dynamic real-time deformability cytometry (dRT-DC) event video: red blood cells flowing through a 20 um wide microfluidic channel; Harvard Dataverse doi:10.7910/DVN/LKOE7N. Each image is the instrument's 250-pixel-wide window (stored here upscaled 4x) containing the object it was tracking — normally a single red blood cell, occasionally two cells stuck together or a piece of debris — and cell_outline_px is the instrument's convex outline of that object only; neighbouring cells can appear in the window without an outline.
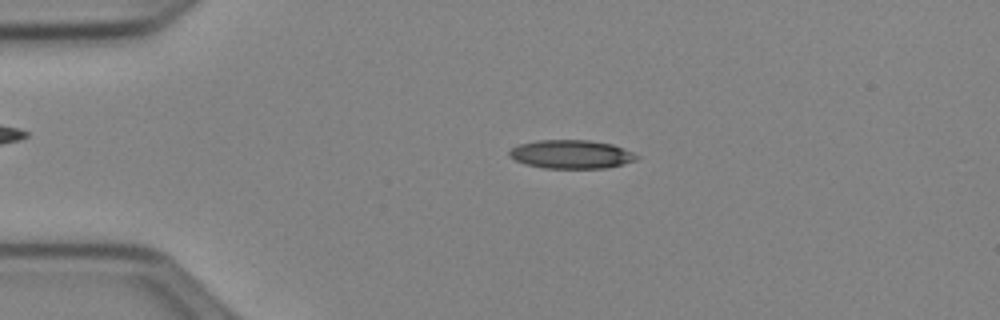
{"species": "Egyptian fruit bat (a non-hibernating species)", "species_latin": "Rousettus aegyptiacus", "temperature_condition": "cold", "stored_images_in_passage": 51, "camera_frame_rate_fps": 3000, "um_per_image_px": 0.085, "animal": {"sex": "female"}, "frame": {"image": 1, "passage_image": 11, "time_ms": 3.333, "image_size_px": [1000, 320], "cell_outline_px": [[640, 156], [636, 160], [624, 164], [604, 168], [544, 168], [524, 164], [508, 156], [508, 152], [512, 148], [520, 144], [536, 140], [588, 140], [612, 144], [624, 148]], "centroid_in_image_um": [48.56, 13.11], "position_along_channel_um": 36.4, "area_um2": 21.27}}
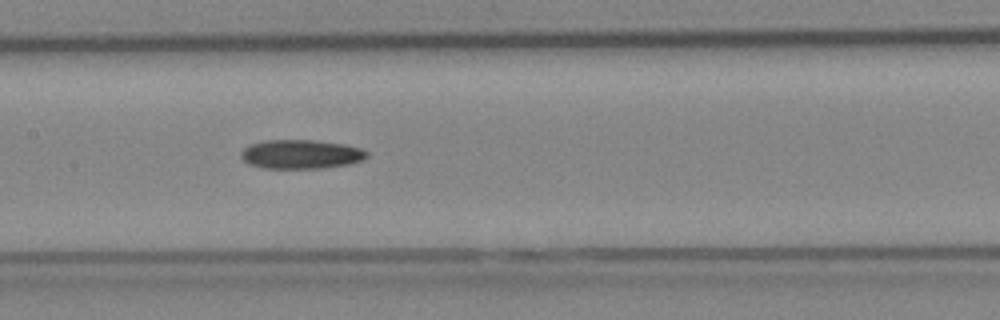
{"frame": {"image": 2, "passage_image": 25, "time_ms": 8.0, "image_size_px": [1000, 320], "cell_outline_px": [[368, 156], [364, 160], [348, 164], [324, 168], [264, 168], [248, 164], [240, 156], [240, 152], [248, 144], [264, 140], [316, 140], [344, 144], [360, 148], [368, 152]], "centroid_in_image_um": [25.57, 13.1], "position_along_channel_um": 181.8, "area_um2": 21.5}}
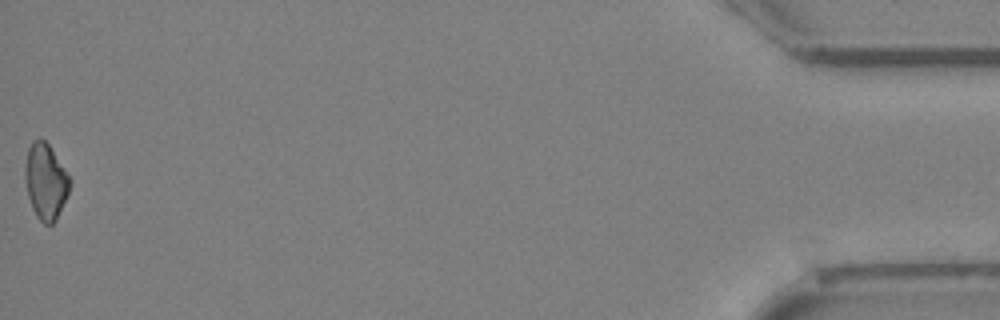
{"frame": {"image": 3, "passage_image": 51, "time_ms": 16.667, "image_size_px": [1000, 320], "cell_outline_px": [[72, 180], [68, 192], [56, 220], [52, 224], [44, 224], [36, 216], [32, 208], [28, 196], [24, 176], [24, 168], [28, 148], [32, 140], [40, 136], [48, 144]], "centroid_in_image_um": [3.86, 15.4], "position_along_channel_um": 431.3, "area_um2": 19.77}}